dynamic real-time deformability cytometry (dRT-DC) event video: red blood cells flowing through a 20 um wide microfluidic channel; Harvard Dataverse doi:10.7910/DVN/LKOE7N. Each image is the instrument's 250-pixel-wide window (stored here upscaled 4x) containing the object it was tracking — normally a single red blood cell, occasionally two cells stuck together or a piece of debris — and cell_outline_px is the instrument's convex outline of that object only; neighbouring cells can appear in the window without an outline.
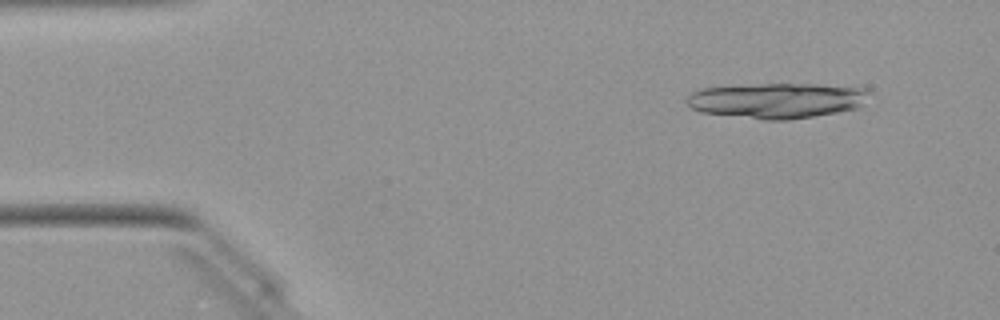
{"species": "Egyptian fruit bat (a non-hibernating species)", "species_latin": "Rousettus aegyptiacus", "temperature_condition": "warm", "stored_images_in_passage": 24, "camera_frame_rate_fps": 3000, "um_per_image_px": 0.085, "animal": {"sex": "female"}, "frame": {"image": 1, "passage_image": 5, "time_ms": 1.333, "image_size_px": [1000, 320], "cell_outline_px": [[872, 92], [860, 108], [788, 120], [764, 120], [700, 112], [692, 108], [688, 104], [688, 96], [692, 92], [704, 88], [760, 84], [816, 84], [868, 88]], "centroid_in_image_um": [66.11, 8.54], "position_along_channel_um": 18.9, "area_um2": 37.63}}